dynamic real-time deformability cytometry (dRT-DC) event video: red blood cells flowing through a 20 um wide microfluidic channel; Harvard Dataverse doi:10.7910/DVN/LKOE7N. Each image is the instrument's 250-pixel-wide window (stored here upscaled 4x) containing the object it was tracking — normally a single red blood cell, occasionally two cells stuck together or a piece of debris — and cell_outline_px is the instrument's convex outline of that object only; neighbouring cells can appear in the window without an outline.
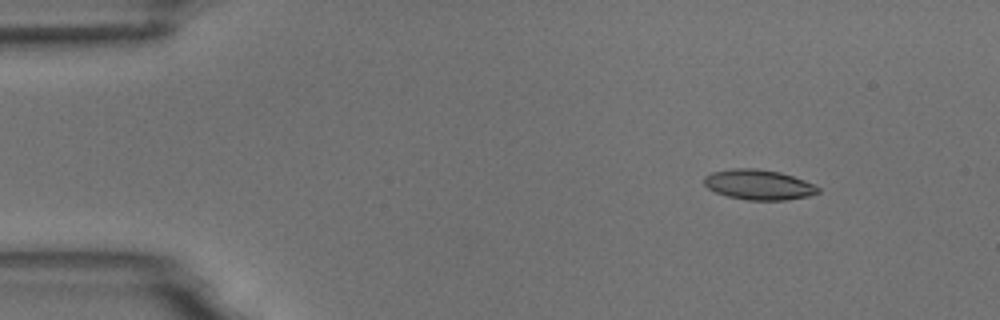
{"species": "common noctule bat (a hibernating species)", "species_latin": "Nyctalus noctula", "temperature_condition": "room temperature", "stored_images_in_passage": 4, "camera_frame_rate_fps": 3000, "um_per_image_px": 0.085, "animal": {"sex": "male", "body_mass_g": 18.8}, "frame": {"image": 1, "passage_image": 2, "time_ms": 1.333, "image_size_px": [1000, 320], "cell_outline_px": [[820, 192], [808, 196], [784, 200], [748, 200], [728, 196], [716, 192], [708, 188], [704, 184], [704, 176], [712, 172], [732, 168], [756, 168], [780, 172], [804, 180], [820, 188]], "centroid_in_image_um": [64.47, 15.69], "position_along_channel_um": 20.5, "area_um2": 19.94}}
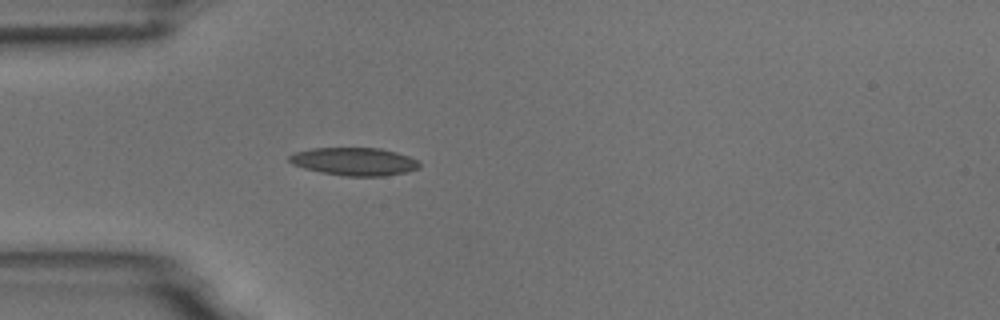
{"frame": {"image": 2, "passage_image": 4, "time_ms": 4.333, "image_size_px": [1000, 320], "cell_outline_px": [[420, 168], [408, 172], [384, 176], [344, 176], [320, 172], [304, 168], [292, 164], [288, 160], [288, 156], [296, 152], [312, 148], [380, 148], [396, 152], [408, 156], [416, 160], [420, 164]], "centroid_in_image_um": [30.12, 13.73], "position_along_channel_um": 54.9, "area_um2": 21.21}}